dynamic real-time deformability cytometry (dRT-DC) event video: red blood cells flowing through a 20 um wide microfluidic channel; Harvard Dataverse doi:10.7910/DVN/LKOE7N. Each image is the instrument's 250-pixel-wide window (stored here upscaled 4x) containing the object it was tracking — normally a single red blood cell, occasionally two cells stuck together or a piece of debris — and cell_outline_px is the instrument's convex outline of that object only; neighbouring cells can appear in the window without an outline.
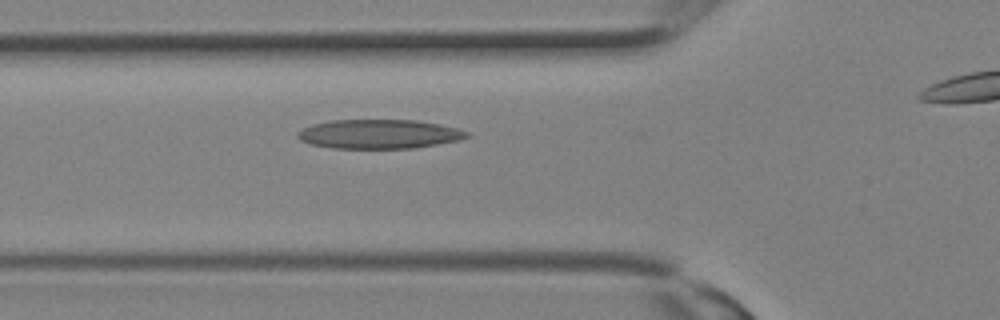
{"species": "Egyptian fruit bat (a non-hibernating species)", "species_latin": "Rousettus aegyptiacus", "temperature_condition": "room temperature", "stored_images_in_passage": 6, "camera_frame_rate_fps": 3000, "um_per_image_px": 0.085, "animal": {"sex": "female"}, "frame": {"image": 1, "passage_image": 4, "time_ms": 1.0, "image_size_px": [1000, 320], "cell_outline_px": [[468, 136], [460, 140], [412, 148], [332, 148], [312, 144], [300, 140], [296, 136], [296, 132], [312, 124], [328, 120], [416, 120], [440, 124], [456, 128], [468, 132]], "centroid_in_image_um": [32.18, 11.39], "position_along_channel_um": 93.6, "area_um2": 28.67}}
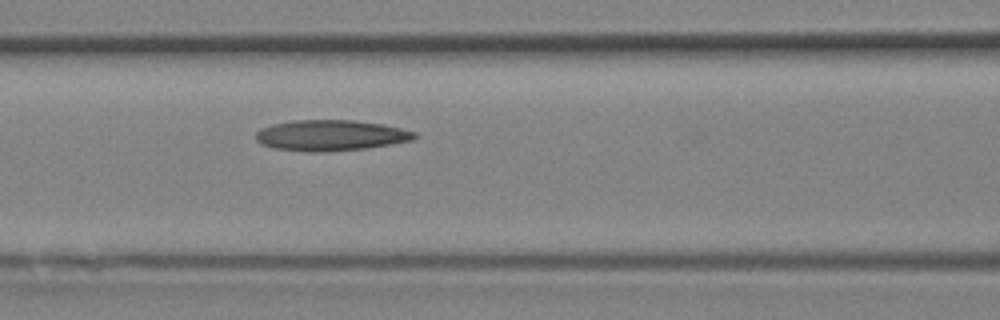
{"frame": {"image": 2, "passage_image": 6, "time_ms": 1.667, "image_size_px": [1000, 320], "cell_outline_px": [[420, 136], [412, 140], [364, 148], [328, 152], [308, 152], [272, 148], [260, 144], [256, 140], [256, 132], [260, 128], [272, 124], [292, 120], [352, 120], [380, 124], [400, 128], [416, 132]], "centroid_in_image_um": [28.06, 11.51], "position_along_channel_um": 138.5, "area_um2": 28.55}}